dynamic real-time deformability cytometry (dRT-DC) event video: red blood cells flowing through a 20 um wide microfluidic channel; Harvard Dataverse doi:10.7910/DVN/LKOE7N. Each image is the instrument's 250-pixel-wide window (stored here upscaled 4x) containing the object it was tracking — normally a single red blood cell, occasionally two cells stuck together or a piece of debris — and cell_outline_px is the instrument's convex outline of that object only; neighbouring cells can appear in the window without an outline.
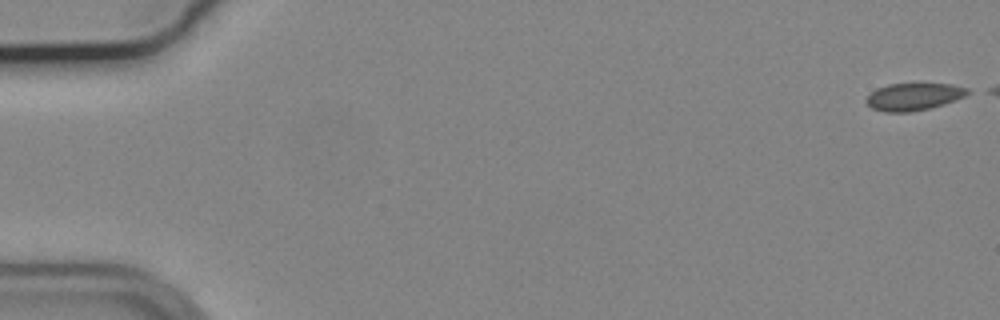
{"species": "common noctule bat (a hibernating species)", "species_latin": "Nyctalus noctula", "temperature_condition": "cold", "stored_images_in_passage": 17, "camera_frame_rate_fps": 3000, "um_per_image_px": 0.085, "animal": {"sex": "male", "body_mass_g": 19.2, "forearm_length_mm": 51.8}, "frame": {"image": 1, "passage_image": 1, "time_ms": 0.0, "image_size_px": [1000, 320], "cell_outline_px": [[972, 92], [956, 100], [944, 104], [912, 112], [884, 112], [872, 108], [864, 100], [876, 88], [888, 84], [952, 84], [968, 88]], "centroid_in_image_um": [77.67, 8.22], "position_along_channel_um": 7.3, "area_um2": 16.13}}